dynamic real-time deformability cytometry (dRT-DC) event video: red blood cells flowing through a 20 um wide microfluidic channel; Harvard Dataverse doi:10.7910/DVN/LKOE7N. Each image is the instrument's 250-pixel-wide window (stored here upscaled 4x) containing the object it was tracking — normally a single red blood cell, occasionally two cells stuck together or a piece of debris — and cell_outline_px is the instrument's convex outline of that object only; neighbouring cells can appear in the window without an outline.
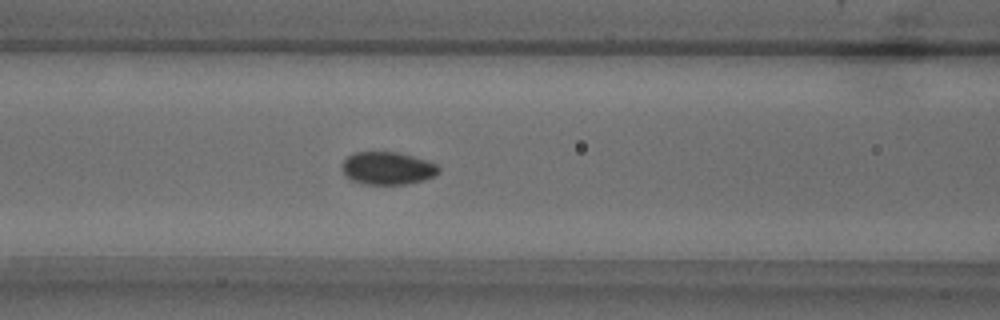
{"species": "common noctule bat (a hibernating species)", "species_latin": "Nyctalus noctula", "temperature_condition": "warm", "stored_images_in_passage": 37, "camera_frame_rate_fps": 3000, "um_per_image_px": 0.085, "animal": {"sex": "male", "body_mass_g": 18.8}, "frame": {"image": 1, "passage_image": 21, "time_ms": 6.667, "image_size_px": [1000, 320], "cell_outline_px": [[440, 172], [436, 176], [424, 180], [404, 184], [364, 184], [352, 180], [344, 176], [340, 164], [352, 152], [400, 152], [428, 160], [436, 164], [440, 168]], "centroid_in_image_um": [32.94, 14.29], "position_along_channel_um": 133.7, "area_um2": 18.79}}
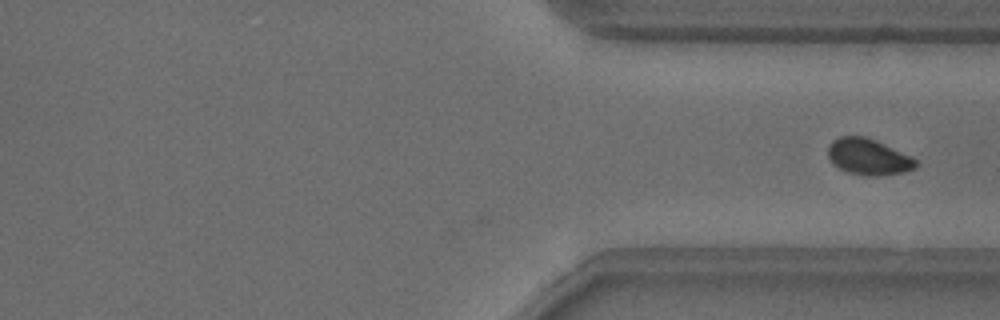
{"frame": {"image": 2, "passage_image": 37, "time_ms": 12.0, "image_size_px": [1000, 320], "cell_outline_px": [[920, 164], [916, 168], [904, 172], [876, 176], [864, 176], [848, 172], [832, 164], [828, 156], [828, 144], [832, 140], [840, 136], [864, 136], [876, 140], [912, 156]], "centroid_in_image_um": [73.82, 13.33], "position_along_channel_um": 337.6, "area_um2": 18.79}}